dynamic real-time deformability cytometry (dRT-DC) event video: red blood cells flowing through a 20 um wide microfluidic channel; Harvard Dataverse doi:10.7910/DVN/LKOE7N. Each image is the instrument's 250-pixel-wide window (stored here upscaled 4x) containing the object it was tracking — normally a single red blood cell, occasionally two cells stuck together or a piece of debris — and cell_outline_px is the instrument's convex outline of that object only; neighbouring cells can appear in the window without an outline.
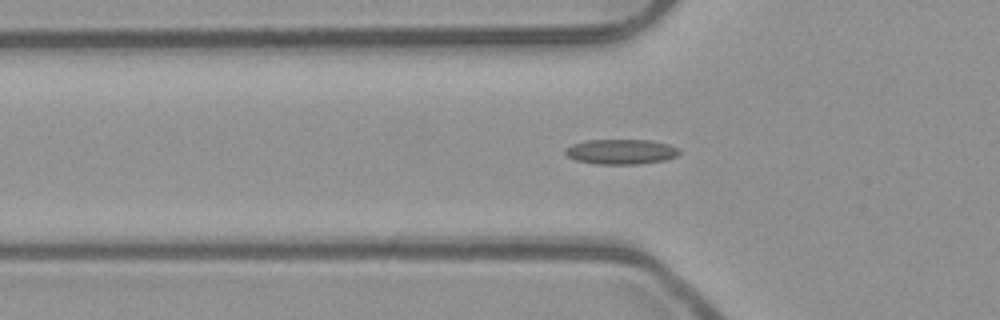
{"species": "common noctule bat (a hibernating species)", "species_latin": "Nyctalus noctula", "temperature_condition": "room temperature", "stored_images_in_passage": 46, "camera_frame_rate_fps": 3000, "um_per_image_px": 0.085, "animal": {"sex": "male", "body_mass_g": 23.1, "forearm_length_mm": 52.7}, "frame": {"image": 1, "passage_image": 17, "time_ms": 5.333, "image_size_px": [1000, 320], "cell_outline_px": [[680, 152], [676, 156], [664, 160], [640, 164], [596, 164], [576, 160], [568, 156], [564, 152], [564, 148], [572, 144], [588, 140], [652, 140], [668, 144], [680, 148]], "centroid_in_image_um": [52.79, 12.89], "position_along_channel_um": 73.0, "area_um2": 16.7}}
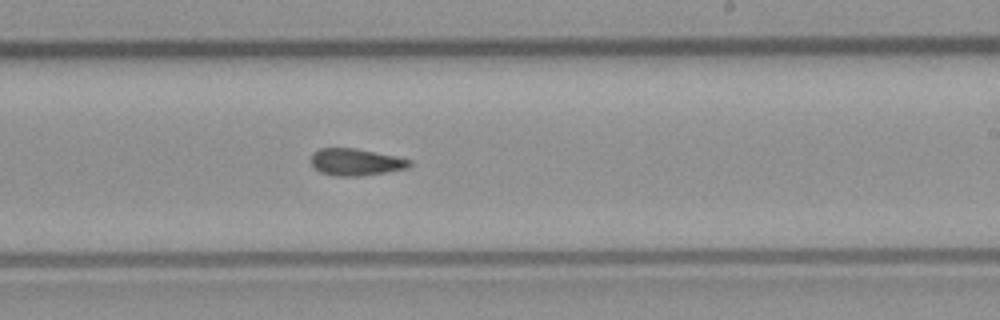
{"frame": {"image": 2, "passage_image": 31, "time_ms": 10.0, "image_size_px": [1000, 320], "cell_outline_px": [[412, 164], [408, 168], [360, 176], [336, 176], [320, 172], [312, 168], [312, 152], [320, 148], [356, 148], [396, 156], [412, 160]], "centroid_in_image_um": [30.23, 13.77], "position_along_channel_um": 258.8, "area_um2": 15.55}}
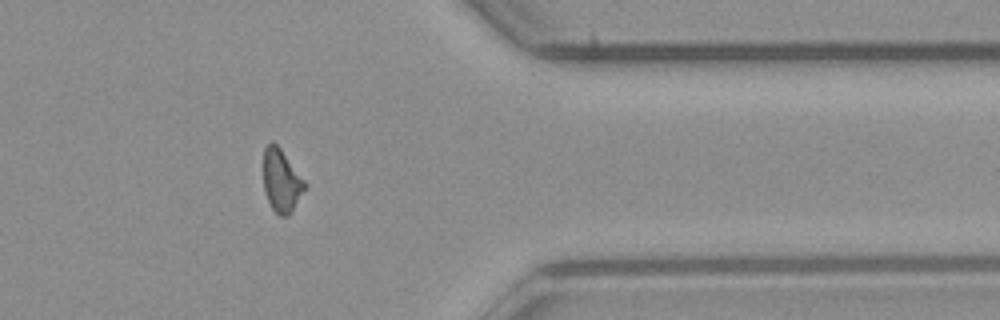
{"frame": {"image": 3, "passage_image": 42, "time_ms": 13.667, "image_size_px": [1000, 320], "cell_outline_px": [[308, 184], [288, 216], [280, 216], [272, 208], [264, 192], [264, 148], [272, 140], [280, 148]], "centroid_in_image_um": [23.92, 15.35], "position_along_channel_um": 387.5, "area_um2": 14.97}}